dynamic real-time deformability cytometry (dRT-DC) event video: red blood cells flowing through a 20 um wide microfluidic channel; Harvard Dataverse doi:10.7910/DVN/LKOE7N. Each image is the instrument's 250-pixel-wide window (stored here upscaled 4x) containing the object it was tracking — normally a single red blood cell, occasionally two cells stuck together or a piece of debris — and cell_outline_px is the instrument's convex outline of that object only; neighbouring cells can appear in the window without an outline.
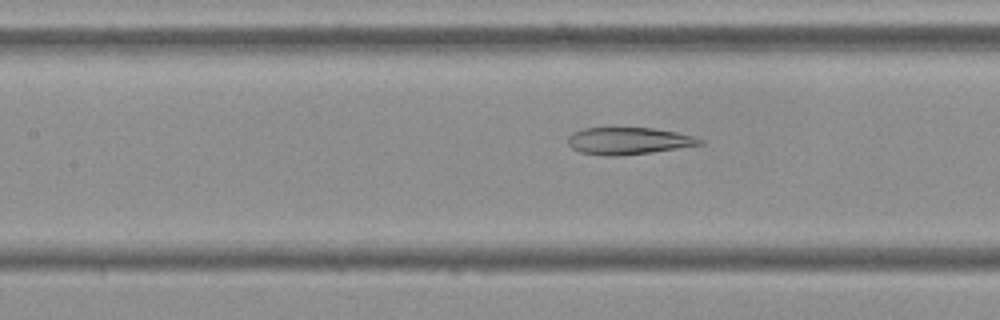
{"species": "Egyptian fruit bat (a non-hibernating species)", "species_latin": "Rousettus aegyptiacus", "temperature_condition": "cold", "stored_images_in_passage": 43, "camera_frame_rate_fps": 3000, "um_per_image_px": 0.085, "frame": {"image": 1, "passage_image": 12, "time_ms": 3.667, "image_size_px": [1000, 320], "cell_outline_px": [[704, 144], [652, 152], [620, 156], [604, 156], [580, 152], [572, 148], [568, 144], [568, 136], [572, 132], [584, 128], [652, 128], [676, 132], [696, 136], [704, 140]], "centroid_in_image_um": [53.43, 11.98], "position_along_channel_um": 154.0, "area_um2": 20.92}}
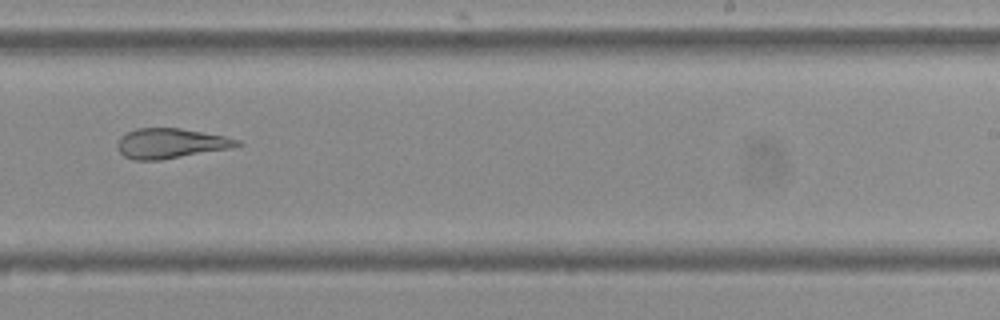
{"frame": {"image": 2, "passage_image": 22, "time_ms": 7.0, "image_size_px": [1000, 320], "cell_outline_px": [[240, 144], [232, 148], [160, 160], [132, 160], [124, 156], [116, 148], [116, 144], [120, 136], [136, 128], [180, 128], [224, 136], [240, 140]], "centroid_in_image_um": [14.46, 12.19], "position_along_channel_um": 274.5, "area_um2": 20.92}}
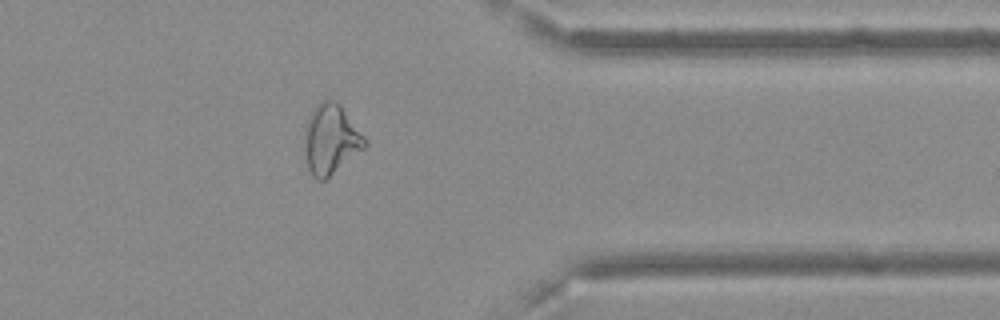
{"frame": {"image": 3, "passage_image": 32, "time_ms": 10.333, "image_size_px": [1000, 320], "cell_outline_px": [[368, 144], [364, 148], [324, 180], [316, 180], [312, 176], [308, 168], [304, 136], [308, 116], [312, 108], [320, 100], [332, 100], [340, 104], [368, 140]], "centroid_in_image_um": [28.12, 11.81], "position_along_channel_um": 383.3, "area_um2": 24.39}, "authors_computed_cell_mechanics": {"area_um2": 22.4842, "velocity_mm_per_s": 3.6223, "shape_relaxation_time_tau1_ms": null, "shape_relaxation_time_tau2_ms": 3.3569, "deformation_change_tau1": null, "deformation_change_tau2": 0.1022}}